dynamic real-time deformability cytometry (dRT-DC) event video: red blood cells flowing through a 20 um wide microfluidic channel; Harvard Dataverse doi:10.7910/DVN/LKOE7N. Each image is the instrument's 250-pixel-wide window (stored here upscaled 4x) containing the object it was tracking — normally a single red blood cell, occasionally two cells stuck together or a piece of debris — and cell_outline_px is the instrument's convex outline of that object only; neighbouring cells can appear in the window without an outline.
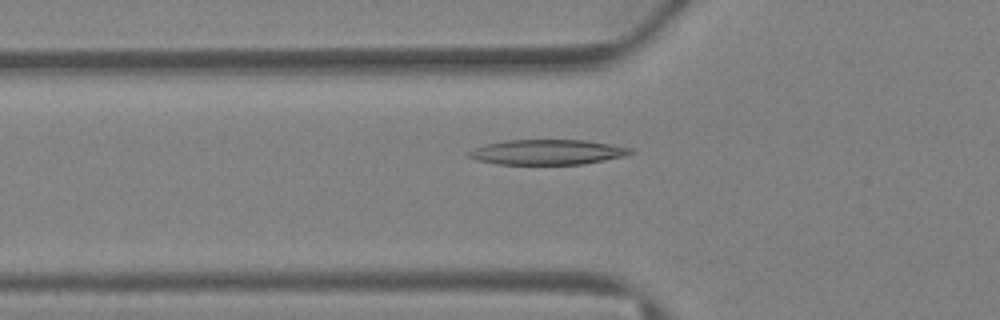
{"species": "Egyptian fruit bat (a non-hibernating species)", "species_latin": "Rousettus aegyptiacus", "temperature_condition": "warm", "stored_images_in_passage": 30, "camera_frame_rate_fps": 3000, "um_per_image_px": 0.085, "animal": {"sex": "female"}, "frame": {"image": 1, "passage_image": 4, "time_ms": 1.0, "image_size_px": [1000, 320], "cell_outline_px": [[636, 152], [624, 156], [584, 164], [496, 164], [476, 160], [468, 156], [468, 152], [484, 144], [508, 140], [584, 140], [612, 144], [632, 148]], "centroid_in_image_um": [46.56, 12.93], "position_along_channel_um": 79.2, "area_um2": 23.64}}
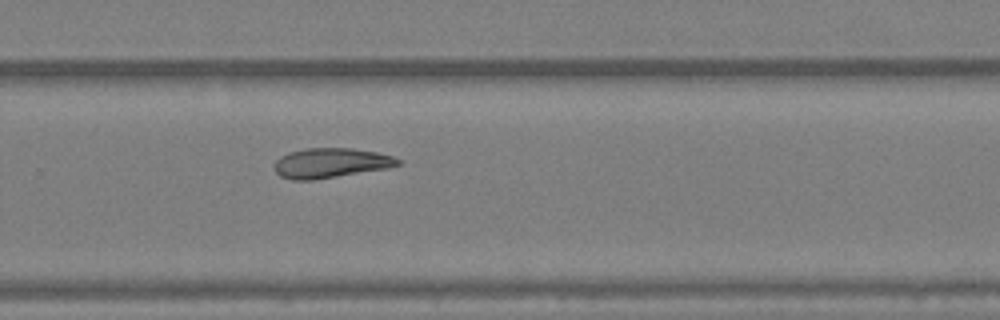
{"frame": {"image": 2, "passage_image": 17, "time_ms": 5.333, "image_size_px": [1000, 320], "cell_outline_px": [[404, 160], [400, 164], [388, 168], [312, 180], [292, 180], [280, 176], [276, 172], [276, 160], [280, 156], [288, 152], [308, 148], [352, 148], [376, 152], [392, 156]], "centroid_in_image_um": [28.13, 13.85], "position_along_channel_um": 301.7, "area_um2": 21.39}}
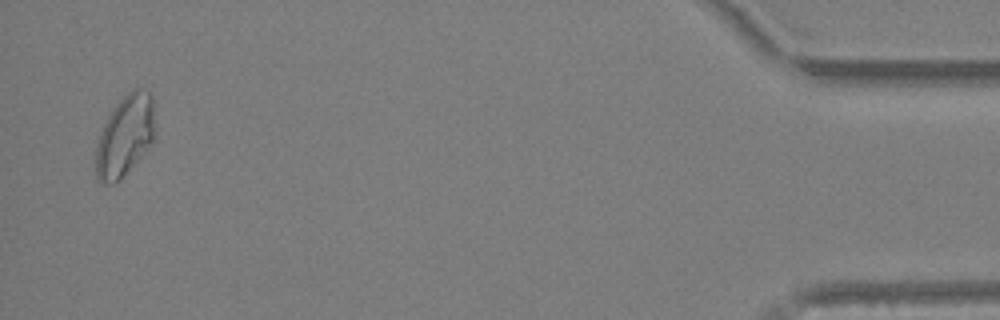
{"frame": {"image": 3, "passage_image": 29, "time_ms": 9.333, "image_size_px": [1000, 320], "cell_outline_px": [[152, 144], [112, 184], [100, 184], [96, 180], [92, 168], [96, 144], [104, 124], [112, 108], [132, 88], [140, 88], [152, 92]], "centroid_in_image_um": [10.53, 11.56], "position_along_channel_um": 424.7, "area_um2": 27.63}}